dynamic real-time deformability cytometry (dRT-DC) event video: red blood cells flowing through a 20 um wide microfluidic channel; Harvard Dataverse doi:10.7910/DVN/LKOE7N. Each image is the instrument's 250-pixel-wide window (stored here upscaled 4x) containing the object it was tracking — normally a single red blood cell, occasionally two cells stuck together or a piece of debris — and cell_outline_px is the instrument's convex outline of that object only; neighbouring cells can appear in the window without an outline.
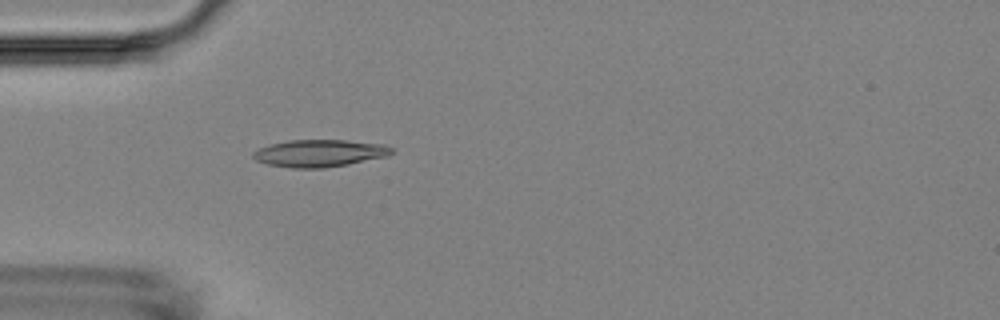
{"species": "Egyptian fruit bat (a non-hibernating species)", "species_latin": "Rousettus aegyptiacus", "temperature_condition": "room temperature", "stored_images_in_passage": 1, "camera_frame_rate_fps": 3000, "um_per_image_px": 0.085, "animal": {"sex": "female"}, "frame": {"image": 1, "passage_image": 1, "time_ms": 0.0, "image_size_px": [1000, 320], "cell_outline_px": [[392, 152], [388, 156], [348, 164], [324, 168], [292, 168], [268, 164], [256, 160], [252, 156], [252, 152], [260, 148], [272, 144], [288, 140], [344, 140], [384, 144], [392, 148]], "centroid_in_image_um": [27.16, 13.02], "position_along_channel_um": 57.8, "area_um2": 21.85}}